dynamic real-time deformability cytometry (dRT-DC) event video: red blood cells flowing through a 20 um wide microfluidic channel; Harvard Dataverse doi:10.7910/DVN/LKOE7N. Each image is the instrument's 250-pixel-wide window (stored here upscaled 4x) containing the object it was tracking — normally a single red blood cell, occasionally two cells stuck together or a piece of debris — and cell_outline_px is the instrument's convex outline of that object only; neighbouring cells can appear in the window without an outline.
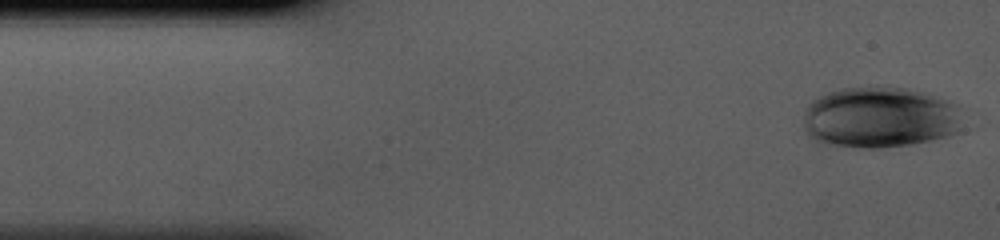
{"species": "human", "species_latin": "Homo sapiens", "temperature_condition": "cold", "stored_images_in_passage": 29, "segment_of_instrument_passage": [1, 2], "camera_frame_rate_fps": 3000, "um_per_image_px": 0.085, "donor": {"sex": "male"}, "frame": {"image": 1, "passage_image": 1, "time_ms": 0.0, "image_size_px": [1000, 240], "cell_outline_px": [[960, 128], [956, 132], [948, 136], [908, 144], [880, 148], [860, 148], [828, 144], [812, 140], [808, 136], [804, 128], [804, 108], [816, 96], [828, 92], [844, 88], [876, 84], [904, 88], [920, 92], [948, 100], [956, 108]], "centroid_in_image_um": [74.67, 9.96], "position_along_channel_um": 10.3, "area_um2": 56.93}}
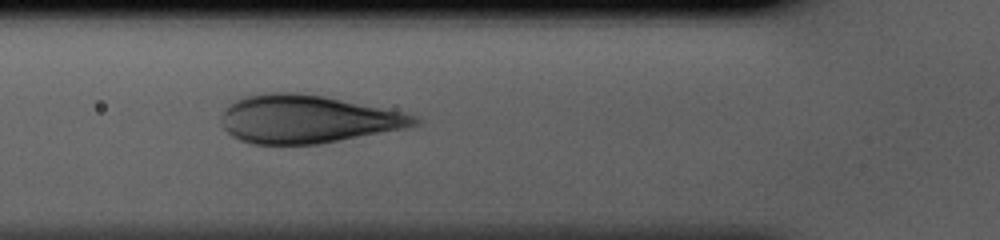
{"frame": {"image": 2, "passage_image": 13, "time_ms": 4.0, "image_size_px": [1000, 240], "cell_outline_px": [[420, 124], [404, 128], [320, 144], [252, 144], [240, 140], [232, 136], [224, 128], [224, 108], [228, 104], [244, 96], [272, 92], [296, 92], [324, 96], [400, 112], [416, 116], [420, 120]], "centroid_in_image_um": [26.1, 10.13], "position_along_channel_um": 99.7, "area_um2": 53.47}}
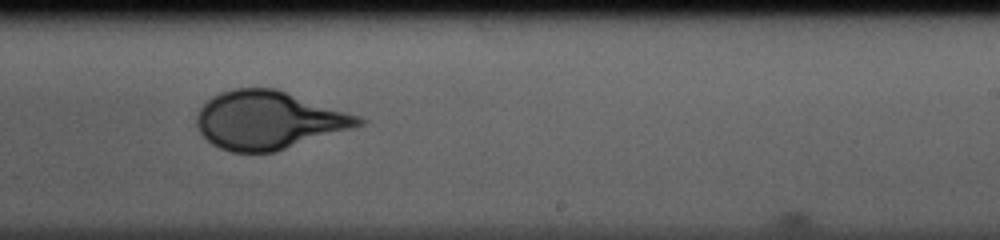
{"frame": {"image": 3, "passage_image": 25, "time_ms": 8.0, "image_size_px": [1000, 240], "cell_outline_px": [[368, 120], [364, 124], [352, 128], [276, 152], [232, 152], [220, 148], [212, 144], [196, 128], [196, 116], [200, 108], [212, 96], [220, 92], [232, 88], [276, 88], [360, 116]], "centroid_in_image_um": [22.82, 10.21], "position_along_channel_um": 266.2, "area_um2": 54.79}}